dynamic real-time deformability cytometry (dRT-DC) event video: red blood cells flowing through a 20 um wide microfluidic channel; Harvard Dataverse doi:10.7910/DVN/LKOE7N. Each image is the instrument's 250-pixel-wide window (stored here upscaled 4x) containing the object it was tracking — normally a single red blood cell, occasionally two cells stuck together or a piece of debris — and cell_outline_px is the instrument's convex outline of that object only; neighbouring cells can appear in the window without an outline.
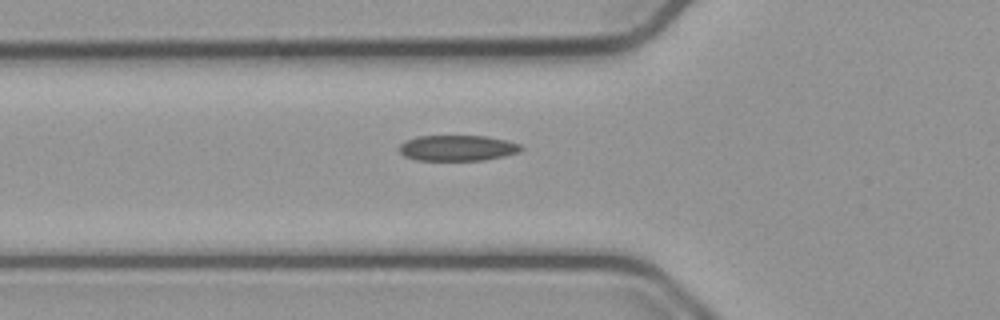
{"species": "common noctule bat (a hibernating species)", "species_latin": "Nyctalus noctula", "temperature_condition": "cold", "stored_images_in_passage": 40, "camera_frame_rate_fps": 3000, "um_per_image_px": 0.085, "animal": {"sex": "male", "body_mass_g": 23.1, "forearm_length_mm": 52.7}, "frame": {"image": 1, "passage_image": 6, "time_ms": 1.667, "image_size_px": [1000, 320], "cell_outline_px": [[524, 148], [520, 152], [504, 156], [484, 160], [416, 160], [404, 156], [400, 152], [400, 144], [408, 140], [420, 136], [488, 136], [508, 140], [520, 144]], "centroid_in_image_um": [38.94, 12.58], "position_along_channel_um": 86.9, "area_um2": 18.26}}
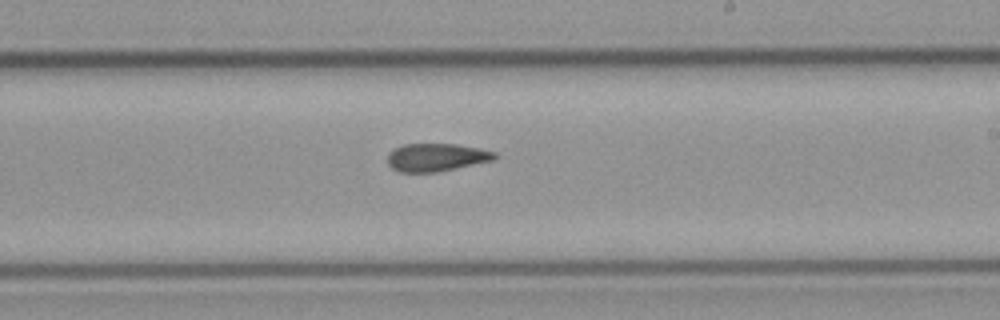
{"frame": {"image": 2, "passage_image": 19, "time_ms": 6.0, "image_size_px": [1000, 320], "cell_outline_px": [[500, 156], [492, 160], [456, 168], [436, 172], [400, 172], [392, 168], [388, 164], [388, 152], [404, 144], [456, 144], [480, 148], [496, 152]], "centroid_in_image_um": [37.1, 13.37], "position_along_channel_um": 251.9, "area_um2": 17.4}}
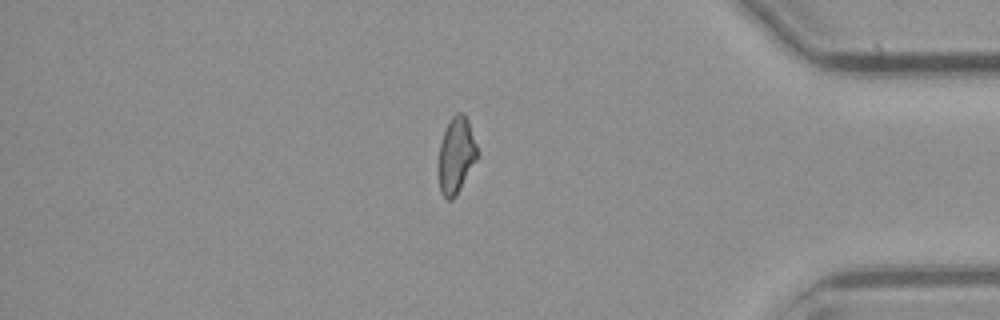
{"frame": {"image": 3, "passage_image": 33, "time_ms": 10.667, "image_size_px": [1000, 320], "cell_outline_px": [[480, 156], [456, 196], [452, 200], [448, 200], [440, 192], [440, 144], [444, 132], [452, 116], [456, 112], [464, 112], [468, 120]], "centroid_in_image_um": [38.83, 13.2], "position_along_channel_um": 396.4, "area_um2": 17.11}}